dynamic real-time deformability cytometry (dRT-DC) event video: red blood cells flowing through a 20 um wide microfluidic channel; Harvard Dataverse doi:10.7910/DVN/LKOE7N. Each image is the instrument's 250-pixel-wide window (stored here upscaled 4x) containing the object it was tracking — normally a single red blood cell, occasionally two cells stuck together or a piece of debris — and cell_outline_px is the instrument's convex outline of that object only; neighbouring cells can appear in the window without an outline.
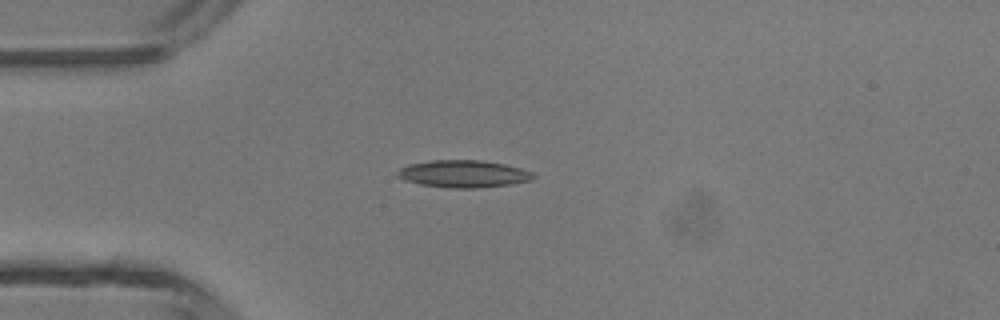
{"species": "common noctule bat (a hibernating species)", "species_latin": "Nyctalus noctula", "temperature_condition": "room temperature", "stored_images_in_passage": 6, "camera_frame_rate_fps": 3000, "um_per_image_px": 0.085, "animal": {"sex": "male", "body_mass_g": 13.3}, "frame": {"image": 1, "passage_image": 4, "time_ms": 3.667, "image_size_px": [1000, 320], "cell_outline_px": [[536, 176], [532, 180], [508, 184], [476, 188], [448, 188], [420, 184], [404, 180], [396, 176], [396, 172], [400, 168], [408, 164], [428, 160], [480, 160], [504, 164], [520, 168], [532, 172]], "centroid_in_image_um": [39.35, 14.77], "position_along_channel_um": 45.7, "area_um2": 21.62}}
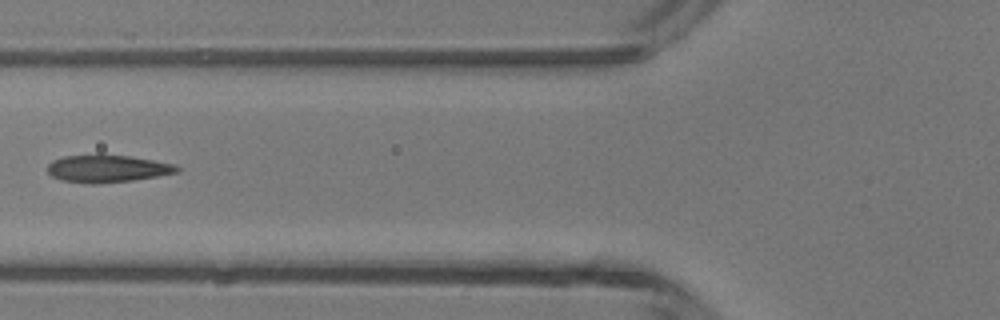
{"frame": {"image": 2, "passage_image": 6, "time_ms": 5.667, "image_size_px": [1000, 320], "cell_outline_px": [[180, 172], [132, 180], [96, 184], [88, 184], [60, 180], [52, 176], [48, 172], [48, 164], [52, 160], [64, 156], [128, 156], [176, 164], [180, 168]], "centroid_in_image_um": [9.13, 14.36], "position_along_channel_um": 116.7, "area_um2": 20.35}}